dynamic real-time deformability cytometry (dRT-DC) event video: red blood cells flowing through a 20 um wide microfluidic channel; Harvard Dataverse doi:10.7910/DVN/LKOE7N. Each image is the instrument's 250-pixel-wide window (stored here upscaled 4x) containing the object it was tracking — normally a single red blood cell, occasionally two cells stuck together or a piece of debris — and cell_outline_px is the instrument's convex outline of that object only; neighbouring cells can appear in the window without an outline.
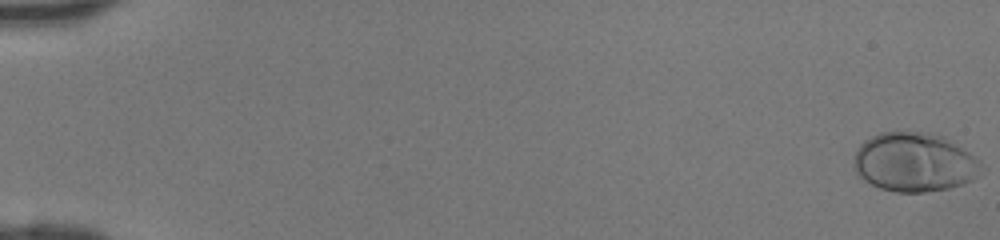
{"species": "human", "species_latin": "Homo sapiens", "temperature_condition": "room temperature", "stored_images_in_passage": 47, "camera_frame_rate_fps": 3000, "um_per_image_px": 0.085, "donor": {"sex": "female"}, "frame": {"image": 1, "passage_image": 1, "time_ms": 0.0, "image_size_px": [1000, 240], "cell_outline_px": [[980, 164], [976, 176], [972, 180], [948, 188], [924, 192], [896, 192], [880, 188], [864, 180], [856, 172], [856, 152], [860, 144], [864, 140], [880, 132], [932, 132], [944, 136], [980, 160]], "centroid_in_image_um": [77.71, 13.78], "position_along_channel_um": 7.3, "area_um2": 43.35}}
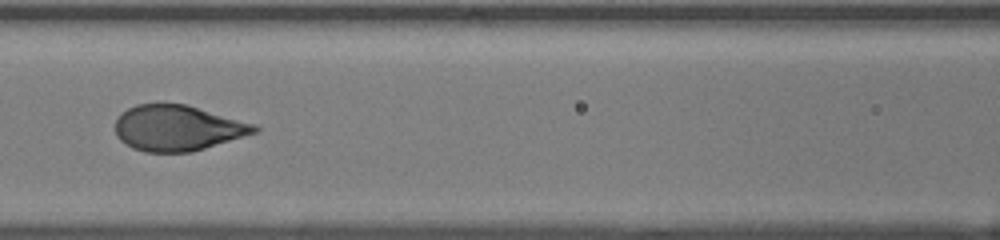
{"frame": {"image": 2, "passage_image": 23, "time_ms": 7.333, "image_size_px": [1000, 240], "cell_outline_px": [[260, 128], [256, 132], [192, 152], [144, 152], [132, 148], [120, 140], [116, 136], [116, 120], [120, 112], [136, 104], [184, 104], [256, 124]], "centroid_in_image_um": [15.06, 10.88], "position_along_channel_um": 151.5, "area_um2": 36.76}}
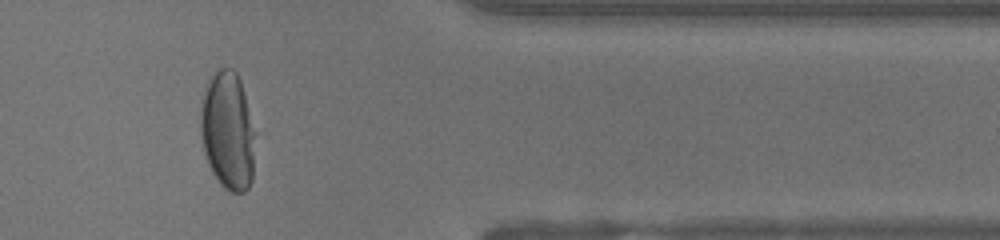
{"frame": {"image": 3, "passage_image": 40, "time_ms": 13.0, "image_size_px": [1000, 240], "cell_outline_px": [[256, 136], [252, 180], [248, 188], [244, 192], [232, 192], [224, 188], [220, 184], [212, 172], [208, 164], [204, 152], [200, 132], [200, 112], [204, 92], [212, 76], [220, 68], [232, 68], [236, 72], [240, 80], [256, 132]], "centroid_in_image_um": [19.38, 11.16], "position_along_channel_um": 392.0, "area_um2": 37.86}}